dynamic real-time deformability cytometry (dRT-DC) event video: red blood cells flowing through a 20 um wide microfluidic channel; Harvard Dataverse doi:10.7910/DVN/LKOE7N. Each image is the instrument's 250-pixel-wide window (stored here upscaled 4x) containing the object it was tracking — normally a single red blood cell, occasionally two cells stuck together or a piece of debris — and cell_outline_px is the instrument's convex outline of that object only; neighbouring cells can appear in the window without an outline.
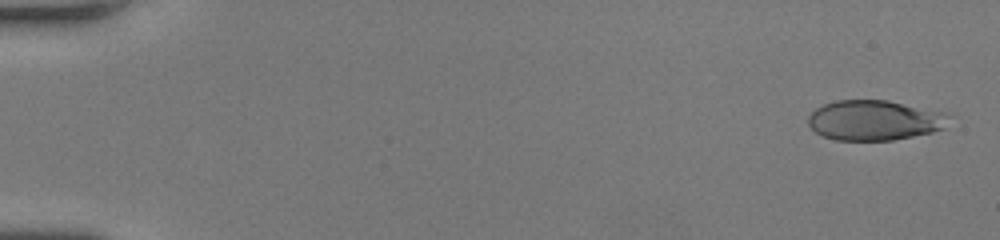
{"species": "human", "species_latin": "Homo sapiens", "temperature_condition": "room temperature", "stored_images_in_passage": 50, "camera_frame_rate_fps": 3000, "um_per_image_px": 0.085, "donor": {"sex": "female"}, "frame": {"image": 1, "passage_image": 2, "time_ms": 0.333, "image_size_px": [1000, 240], "cell_outline_px": [[952, 116], [944, 128], [932, 132], [892, 140], [836, 140], [824, 136], [816, 132], [808, 124], [808, 116], [816, 108], [824, 104], [836, 100], [888, 100], [948, 112]], "centroid_in_image_um": [74.38, 10.21], "position_along_channel_um": 10.6, "area_um2": 33.12}}
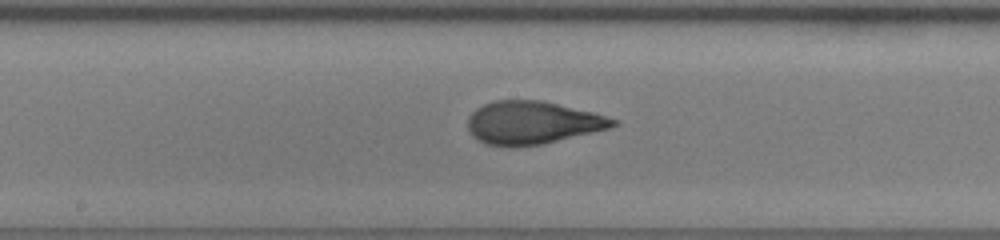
{"frame": {"image": 2, "passage_image": 28, "time_ms": 9.0, "image_size_px": [1000, 240], "cell_outline_px": [[620, 124], [612, 128], [544, 144], [512, 148], [508, 148], [484, 144], [476, 140], [468, 132], [468, 116], [476, 108], [484, 104], [496, 100], [540, 100], [592, 112], [620, 120]], "centroid_in_image_um": [45.25, 10.46], "position_along_channel_um": 203.0, "area_um2": 36.99}}
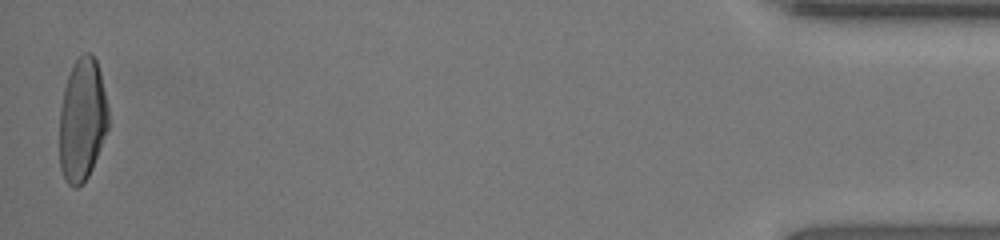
{"frame": {"image": 3, "passage_image": 50, "time_ms": 16.333, "image_size_px": [1000, 240], "cell_outline_px": [[108, 128], [92, 168], [88, 176], [76, 188], [72, 188], [64, 180], [60, 168], [60, 108], [64, 88], [72, 64], [84, 52], [92, 52], [96, 60], [100, 72], [108, 108]], "centroid_in_image_um": [6.98, 10.18], "position_along_channel_um": 428.2, "area_um2": 34.97}, "authors_computed_cell_mechanics": {"area_um2": 35.3158, "velocity_mm_per_s": 4.2452, "shape_relaxation_time_tau1_ms": 4.9827, "shape_relaxation_time_tau2_ms": null, "deformation_change_tau1": 0.2436, "deformation_change_tau2": null}}